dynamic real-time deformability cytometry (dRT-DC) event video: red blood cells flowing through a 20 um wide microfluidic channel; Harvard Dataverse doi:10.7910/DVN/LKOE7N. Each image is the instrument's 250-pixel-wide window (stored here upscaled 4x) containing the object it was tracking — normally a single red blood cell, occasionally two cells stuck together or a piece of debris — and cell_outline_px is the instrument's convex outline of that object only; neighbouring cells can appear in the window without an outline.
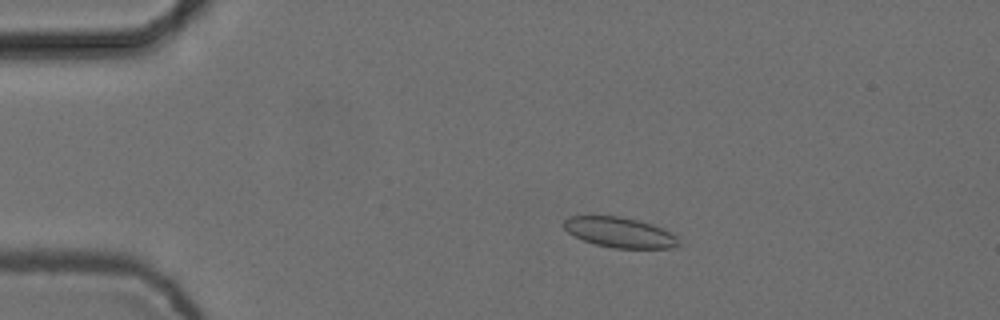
{"species": "common noctule bat (a hibernating species)", "species_latin": "Nyctalus noctula", "temperature_condition": "cold", "stored_images_in_passage": 10, "camera_frame_rate_fps": 3000, "um_per_image_px": 0.085, "animal": {"sex": "female", "body_mass_g": 24.6, "forearm_length_mm": 56.2}, "frame": {"image": 1, "passage_image": 4, "time_ms": 1.0, "image_size_px": [1000, 320], "cell_outline_px": [[680, 244], [672, 248], [612, 248], [596, 244], [584, 240], [568, 232], [564, 228], [564, 220], [568, 216], [620, 216], [652, 224], [672, 232], [680, 240]], "centroid_in_image_um": [52.71, 19.75], "position_along_channel_um": 32.3, "area_um2": 20.17}}
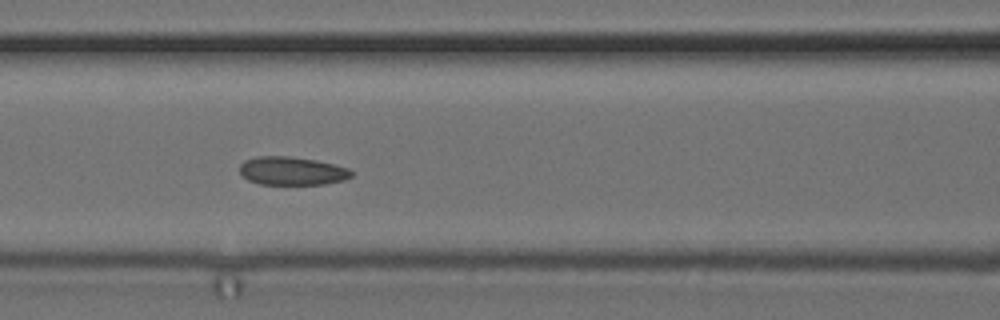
{"frame": {"image": 2, "passage_image": 7, "time_ms": 2.0, "image_size_px": [1000, 320], "cell_outline_px": [[352, 176], [344, 180], [324, 184], [260, 184], [248, 180], [240, 172], [240, 164], [244, 160], [256, 156], [288, 156], [316, 160], [348, 168], [352, 172]], "centroid_in_image_um": [24.8, 14.52], "position_along_channel_um": 141.8, "area_um2": 18.38}}
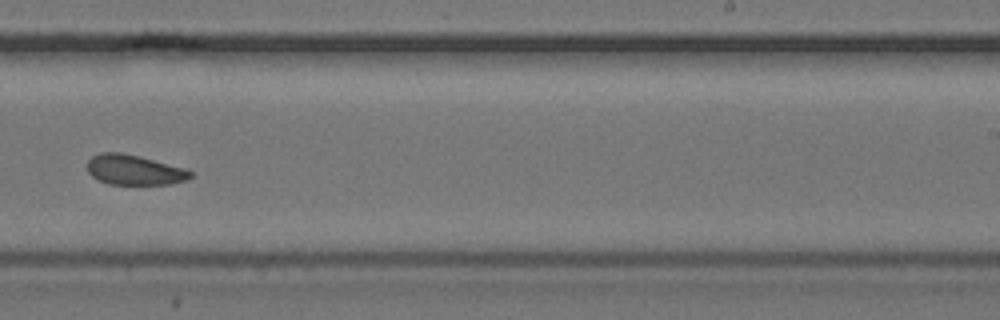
{"frame": {"image": 3, "passage_image": 10, "time_ms": 3.0, "image_size_px": [1000, 320], "cell_outline_px": [[192, 176], [188, 180], [168, 184], [108, 184], [92, 176], [88, 172], [88, 160], [92, 156], [100, 152], [120, 152], [140, 156], [184, 168], [192, 172]], "centroid_in_image_um": [11.41, 14.43], "position_along_channel_um": 277.6, "area_um2": 18.03}}